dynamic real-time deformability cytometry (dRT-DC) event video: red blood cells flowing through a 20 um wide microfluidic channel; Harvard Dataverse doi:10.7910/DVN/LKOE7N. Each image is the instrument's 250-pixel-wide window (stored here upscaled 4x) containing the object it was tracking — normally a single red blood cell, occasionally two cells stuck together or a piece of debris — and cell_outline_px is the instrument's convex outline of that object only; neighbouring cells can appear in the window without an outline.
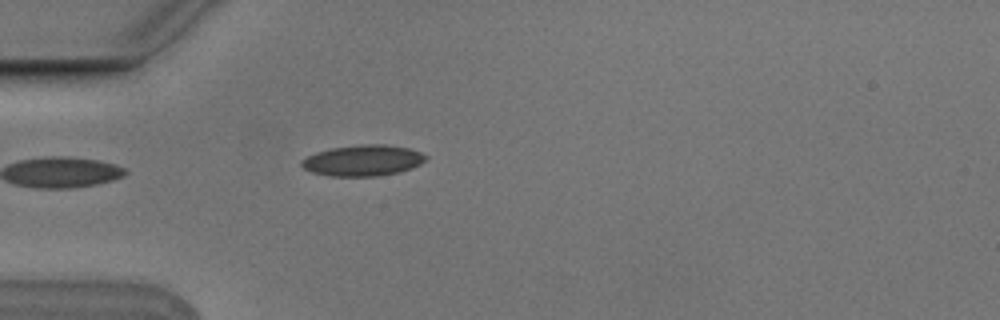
{"species": "Egyptian fruit bat (a non-hibernating species)", "species_latin": "Rousettus aegyptiacus", "temperature_condition": "cold", "stored_images_in_passage": 1, "camera_frame_rate_fps": 3000, "um_per_image_px": 0.085, "animal": {"sex": "male"}, "frame": {"image": 1, "passage_image": 1, "time_ms": 0.0, "image_size_px": [1000, 320], "cell_outline_px": [[428, 156], [420, 164], [412, 168], [400, 172], [376, 176], [332, 176], [312, 172], [304, 168], [300, 164], [300, 160], [316, 152], [332, 148], [360, 144], [384, 144], [408, 148], [420, 152]], "centroid_in_image_um": [30.85, 13.64], "position_along_channel_um": 54.2, "area_um2": 22.37}}